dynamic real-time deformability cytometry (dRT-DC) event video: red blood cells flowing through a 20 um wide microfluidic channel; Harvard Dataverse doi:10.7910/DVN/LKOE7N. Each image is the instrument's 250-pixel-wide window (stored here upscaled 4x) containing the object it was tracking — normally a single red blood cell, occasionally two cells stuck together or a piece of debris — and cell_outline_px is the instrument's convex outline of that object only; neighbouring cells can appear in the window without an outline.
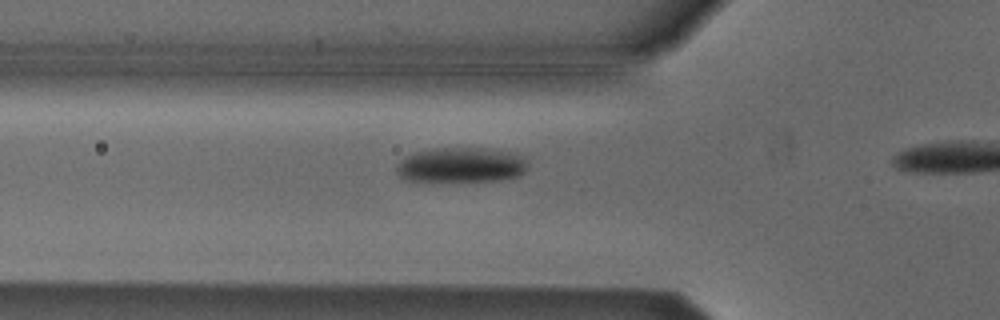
{"species": "Egyptian fruit bat (a non-hibernating species)", "species_latin": "Rousettus aegyptiacus", "temperature_condition": "cold", "stored_images_in_passage": 6, "camera_frame_rate_fps": 3000, "um_per_image_px": 0.085, "animal": {"sex": "male"}, "frame": {"image": 1, "passage_image": 4, "time_ms": 1.0, "image_size_px": [1000, 320], "cell_outline_px": [[528, 168], [520, 176], [500, 180], [404, 180], [396, 172], [396, 164], [404, 156], [416, 152], [436, 148], [480, 148], [508, 152], [520, 156], [528, 164]], "centroid_in_image_um": [39.16, 14.02], "position_along_channel_um": 86.6, "area_um2": 26.41}}